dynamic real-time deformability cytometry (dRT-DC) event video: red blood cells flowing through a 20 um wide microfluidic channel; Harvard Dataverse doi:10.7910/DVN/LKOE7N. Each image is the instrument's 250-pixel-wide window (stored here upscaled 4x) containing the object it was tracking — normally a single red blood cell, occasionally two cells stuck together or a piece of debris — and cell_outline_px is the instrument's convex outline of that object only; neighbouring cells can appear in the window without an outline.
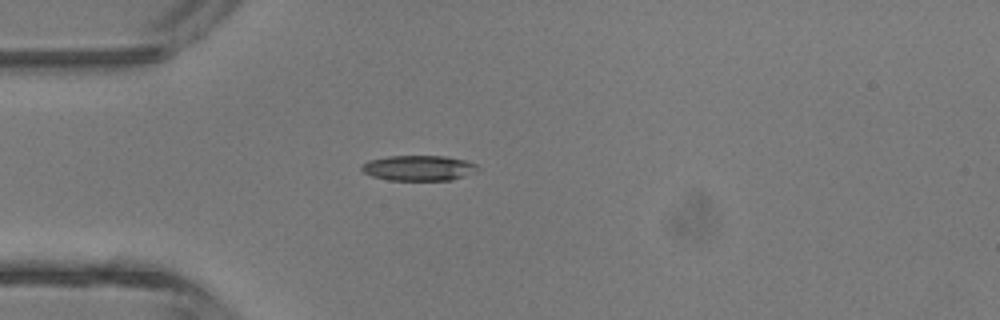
{"species": "common noctule bat (a hibernating species)", "species_latin": "Nyctalus noctula", "temperature_condition": "room temperature", "stored_images_in_passage": 2, "camera_frame_rate_fps": 3000, "um_per_image_px": 0.085, "animal": {"sex": "male", "body_mass_g": 13.3}, "frame": {"image": 1, "passage_image": 2, "time_ms": 2.0, "image_size_px": [1000, 320], "cell_outline_px": [[480, 168], [476, 172], [452, 180], [388, 180], [372, 176], [364, 172], [360, 168], [360, 164], [368, 160], [388, 156], [444, 156], [464, 160], [476, 164]], "centroid_in_image_um": [35.57, 14.28], "position_along_channel_um": 49.4, "area_um2": 17.22}}